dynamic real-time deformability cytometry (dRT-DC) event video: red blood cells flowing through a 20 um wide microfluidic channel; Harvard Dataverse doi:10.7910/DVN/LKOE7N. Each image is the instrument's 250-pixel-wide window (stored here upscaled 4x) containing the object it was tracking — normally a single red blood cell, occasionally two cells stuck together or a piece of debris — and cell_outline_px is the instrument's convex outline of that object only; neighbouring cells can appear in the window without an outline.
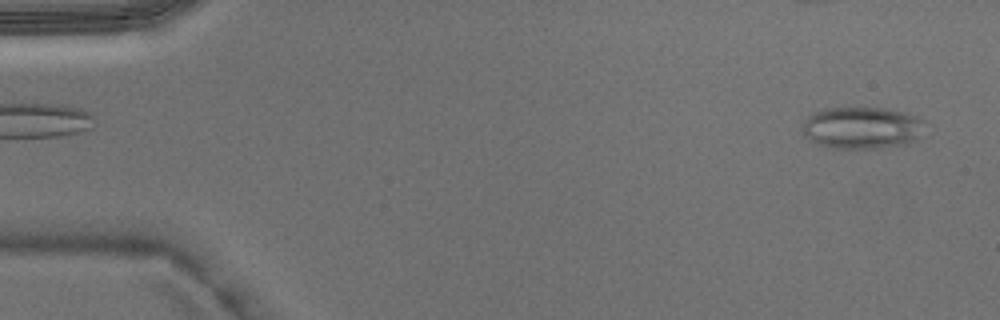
{"species": "Egyptian fruit bat (a non-hibernating species)", "species_latin": "Rousettus aegyptiacus", "temperature_condition": "warm", "stored_images_in_passage": 3, "camera_frame_rate_fps": 3000, "um_per_image_px": 0.085, "animal": {"sex": "male"}, "frame": {"image": 1, "passage_image": 3, "time_ms": 0.667, "image_size_px": [1000, 320], "cell_outline_px": [[924, 136], [908, 144], [880, 148], [836, 148], [816, 144], [804, 136], [804, 120], [812, 112], [828, 108], [888, 108], [904, 112], [916, 116], [924, 120]], "centroid_in_image_um": [73.32, 10.87], "position_along_channel_um": 11.7, "area_um2": 30.35}}